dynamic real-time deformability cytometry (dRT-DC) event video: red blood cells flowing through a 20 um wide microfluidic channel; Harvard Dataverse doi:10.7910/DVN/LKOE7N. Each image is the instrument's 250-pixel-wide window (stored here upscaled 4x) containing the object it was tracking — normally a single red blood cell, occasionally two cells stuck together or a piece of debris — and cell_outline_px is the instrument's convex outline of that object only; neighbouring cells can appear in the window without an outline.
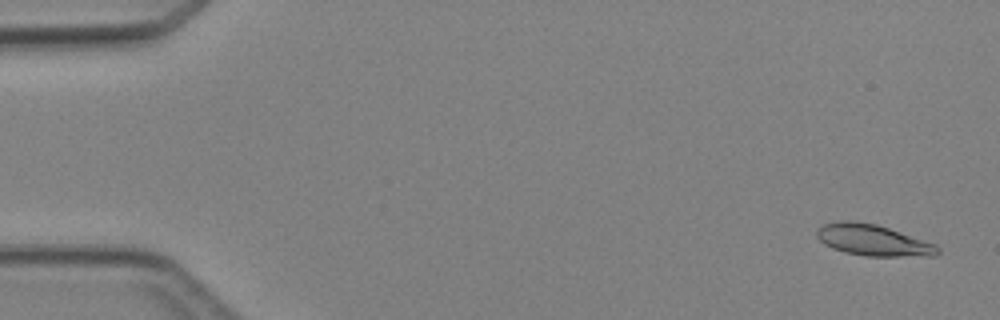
{"species": "Egyptian fruit bat (a non-hibernating species)", "species_latin": "Rousettus aegyptiacus", "temperature_condition": "cold", "stored_images_in_passage": 6, "camera_frame_rate_fps": 3000, "um_per_image_px": 0.085, "animal": {"sex": "female"}, "frame": {"image": 1, "passage_image": 1, "time_ms": 0.0, "image_size_px": [1000, 320], "cell_outline_px": [[940, 252], [936, 256], [864, 256], [844, 252], [832, 248], [824, 244], [816, 236], [816, 232], [824, 224], [840, 220], [852, 220], [876, 224], [936, 244], [940, 248]], "centroid_in_image_um": [74.21, 20.42], "position_along_channel_um": 10.8, "area_um2": 22.02}}
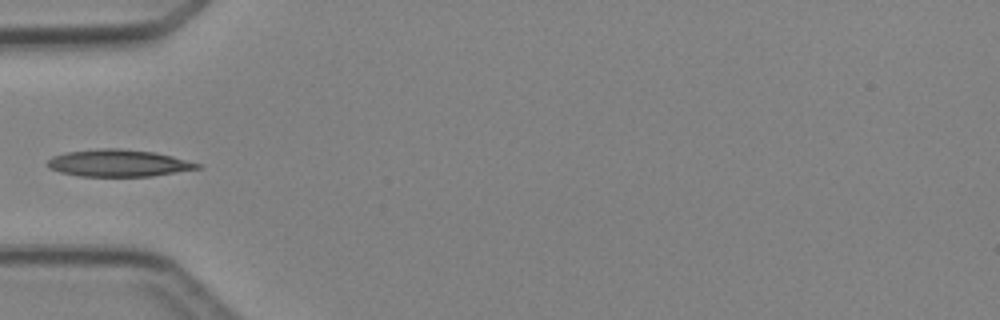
{"frame": {"image": 2, "passage_image": 5, "time_ms": 4.667, "image_size_px": [1000, 320], "cell_outline_px": [[200, 168], [152, 176], [80, 176], [60, 172], [52, 168], [48, 164], [48, 160], [52, 156], [64, 152], [100, 148], [120, 148], [152, 152], [172, 156], [200, 164]], "centroid_in_image_um": [10.04, 13.85], "position_along_channel_um": 75.0, "area_um2": 23.35}}
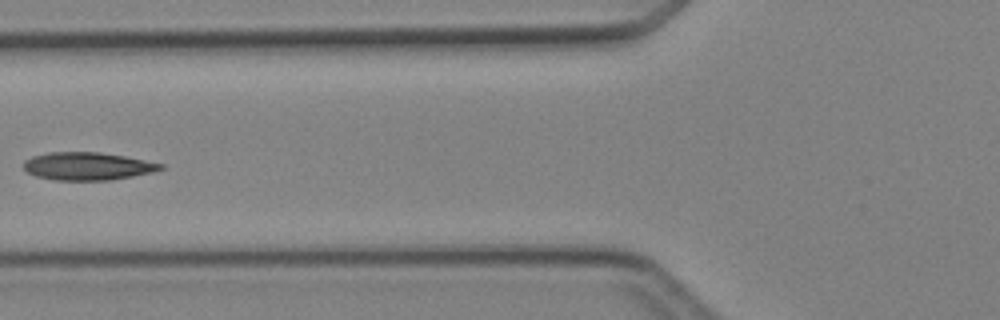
{"frame": {"image": 3, "passage_image": 6, "time_ms": 5.667, "image_size_px": [1000, 320], "cell_outline_px": [[164, 168], [152, 172], [112, 180], [56, 180], [36, 176], [28, 172], [24, 168], [24, 160], [32, 156], [48, 152], [100, 152], [124, 156], [164, 164]], "centroid_in_image_um": [7.43, 14.12], "position_along_channel_um": 118.4, "area_um2": 22.14}}